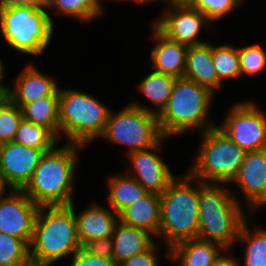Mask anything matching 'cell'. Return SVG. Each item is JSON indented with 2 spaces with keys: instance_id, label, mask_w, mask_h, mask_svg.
Segmentation results:
<instances>
[{
  "instance_id": "obj_1",
  "label": "cell",
  "mask_w": 266,
  "mask_h": 266,
  "mask_svg": "<svg viewBox=\"0 0 266 266\" xmlns=\"http://www.w3.org/2000/svg\"><path fill=\"white\" fill-rule=\"evenodd\" d=\"M58 145L42 155L31 180L22 189L39 207L68 206L75 201L77 152L84 146L74 143Z\"/></svg>"
},
{
  "instance_id": "obj_2",
  "label": "cell",
  "mask_w": 266,
  "mask_h": 266,
  "mask_svg": "<svg viewBox=\"0 0 266 266\" xmlns=\"http://www.w3.org/2000/svg\"><path fill=\"white\" fill-rule=\"evenodd\" d=\"M192 183H196L195 187ZM188 172L176 176L166 190L160 194L159 233L165 245V256L169 249L184 240L198 238L199 189L204 185Z\"/></svg>"
},
{
  "instance_id": "obj_3",
  "label": "cell",
  "mask_w": 266,
  "mask_h": 266,
  "mask_svg": "<svg viewBox=\"0 0 266 266\" xmlns=\"http://www.w3.org/2000/svg\"><path fill=\"white\" fill-rule=\"evenodd\" d=\"M224 185L226 188L223 184L205 183L199 189L198 238L231 250L252 213H244L242 200Z\"/></svg>"
},
{
  "instance_id": "obj_4",
  "label": "cell",
  "mask_w": 266,
  "mask_h": 266,
  "mask_svg": "<svg viewBox=\"0 0 266 266\" xmlns=\"http://www.w3.org/2000/svg\"><path fill=\"white\" fill-rule=\"evenodd\" d=\"M74 210L68 206H40L29 246L32 266H53L81 248Z\"/></svg>"
},
{
  "instance_id": "obj_5",
  "label": "cell",
  "mask_w": 266,
  "mask_h": 266,
  "mask_svg": "<svg viewBox=\"0 0 266 266\" xmlns=\"http://www.w3.org/2000/svg\"><path fill=\"white\" fill-rule=\"evenodd\" d=\"M213 97L208 88L185 77L177 78L165 108L157 116L162 135L169 138L216 127L209 120Z\"/></svg>"
},
{
  "instance_id": "obj_6",
  "label": "cell",
  "mask_w": 266,
  "mask_h": 266,
  "mask_svg": "<svg viewBox=\"0 0 266 266\" xmlns=\"http://www.w3.org/2000/svg\"><path fill=\"white\" fill-rule=\"evenodd\" d=\"M109 106L91 94L59 87V140L87 146L103 135L111 113Z\"/></svg>"
},
{
  "instance_id": "obj_7",
  "label": "cell",
  "mask_w": 266,
  "mask_h": 266,
  "mask_svg": "<svg viewBox=\"0 0 266 266\" xmlns=\"http://www.w3.org/2000/svg\"><path fill=\"white\" fill-rule=\"evenodd\" d=\"M0 31L13 50L39 56L50 45L54 25L44 7L0 8Z\"/></svg>"
},
{
  "instance_id": "obj_8",
  "label": "cell",
  "mask_w": 266,
  "mask_h": 266,
  "mask_svg": "<svg viewBox=\"0 0 266 266\" xmlns=\"http://www.w3.org/2000/svg\"><path fill=\"white\" fill-rule=\"evenodd\" d=\"M201 134L200 148L188 173L203 183L229 185L236 177L246 152L217 127Z\"/></svg>"
},
{
  "instance_id": "obj_9",
  "label": "cell",
  "mask_w": 266,
  "mask_h": 266,
  "mask_svg": "<svg viewBox=\"0 0 266 266\" xmlns=\"http://www.w3.org/2000/svg\"><path fill=\"white\" fill-rule=\"evenodd\" d=\"M108 142L127 146V153L156 146L164 136L156 115L128 104L118 113H111L101 136Z\"/></svg>"
},
{
  "instance_id": "obj_10",
  "label": "cell",
  "mask_w": 266,
  "mask_h": 266,
  "mask_svg": "<svg viewBox=\"0 0 266 266\" xmlns=\"http://www.w3.org/2000/svg\"><path fill=\"white\" fill-rule=\"evenodd\" d=\"M216 125L246 153L266 148V112L251 100L235 103Z\"/></svg>"
},
{
  "instance_id": "obj_11",
  "label": "cell",
  "mask_w": 266,
  "mask_h": 266,
  "mask_svg": "<svg viewBox=\"0 0 266 266\" xmlns=\"http://www.w3.org/2000/svg\"><path fill=\"white\" fill-rule=\"evenodd\" d=\"M161 17L153 20L154 25L168 39L190 46L201 45L209 41L199 39L201 28L212 23L203 13L190 6H178L166 2ZM205 24V25H204Z\"/></svg>"
},
{
  "instance_id": "obj_12",
  "label": "cell",
  "mask_w": 266,
  "mask_h": 266,
  "mask_svg": "<svg viewBox=\"0 0 266 266\" xmlns=\"http://www.w3.org/2000/svg\"><path fill=\"white\" fill-rule=\"evenodd\" d=\"M7 190L9 193L0 197V232L18 237L30 246L39 206L22 190Z\"/></svg>"
},
{
  "instance_id": "obj_13",
  "label": "cell",
  "mask_w": 266,
  "mask_h": 266,
  "mask_svg": "<svg viewBox=\"0 0 266 266\" xmlns=\"http://www.w3.org/2000/svg\"><path fill=\"white\" fill-rule=\"evenodd\" d=\"M50 150L14 141L0 144V172L9 189L22 190L31 180L42 155Z\"/></svg>"
},
{
  "instance_id": "obj_14",
  "label": "cell",
  "mask_w": 266,
  "mask_h": 266,
  "mask_svg": "<svg viewBox=\"0 0 266 266\" xmlns=\"http://www.w3.org/2000/svg\"><path fill=\"white\" fill-rule=\"evenodd\" d=\"M166 139L164 137L150 149L127 154L129 157L127 174L135 178L148 192L162 194L175 178L168 164L159 155Z\"/></svg>"
},
{
  "instance_id": "obj_15",
  "label": "cell",
  "mask_w": 266,
  "mask_h": 266,
  "mask_svg": "<svg viewBox=\"0 0 266 266\" xmlns=\"http://www.w3.org/2000/svg\"><path fill=\"white\" fill-rule=\"evenodd\" d=\"M234 183L242 192L246 204L252 214L266 205V148L247 152ZM258 208V209H257Z\"/></svg>"
},
{
  "instance_id": "obj_16",
  "label": "cell",
  "mask_w": 266,
  "mask_h": 266,
  "mask_svg": "<svg viewBox=\"0 0 266 266\" xmlns=\"http://www.w3.org/2000/svg\"><path fill=\"white\" fill-rule=\"evenodd\" d=\"M69 206L74 210L77 237L81 246L93 239L112 237L119 222V214L112 208L93 202L77 214L74 202Z\"/></svg>"
},
{
  "instance_id": "obj_17",
  "label": "cell",
  "mask_w": 266,
  "mask_h": 266,
  "mask_svg": "<svg viewBox=\"0 0 266 266\" xmlns=\"http://www.w3.org/2000/svg\"><path fill=\"white\" fill-rule=\"evenodd\" d=\"M37 66L25 65L14 86L10 88L8 98L20 108L27 103L50 96L59 95V86L54 78L45 75Z\"/></svg>"
},
{
  "instance_id": "obj_18",
  "label": "cell",
  "mask_w": 266,
  "mask_h": 266,
  "mask_svg": "<svg viewBox=\"0 0 266 266\" xmlns=\"http://www.w3.org/2000/svg\"><path fill=\"white\" fill-rule=\"evenodd\" d=\"M152 36L156 44L150 51L154 71L173 76L184 77L188 46L168 39L154 25Z\"/></svg>"
},
{
  "instance_id": "obj_19",
  "label": "cell",
  "mask_w": 266,
  "mask_h": 266,
  "mask_svg": "<svg viewBox=\"0 0 266 266\" xmlns=\"http://www.w3.org/2000/svg\"><path fill=\"white\" fill-rule=\"evenodd\" d=\"M226 250L222 245L199 238L188 239L169 249V260L178 266H212Z\"/></svg>"
},
{
  "instance_id": "obj_20",
  "label": "cell",
  "mask_w": 266,
  "mask_h": 266,
  "mask_svg": "<svg viewBox=\"0 0 266 266\" xmlns=\"http://www.w3.org/2000/svg\"><path fill=\"white\" fill-rule=\"evenodd\" d=\"M184 77L216 93L218 76L212 61L211 42L188 47Z\"/></svg>"
},
{
  "instance_id": "obj_21",
  "label": "cell",
  "mask_w": 266,
  "mask_h": 266,
  "mask_svg": "<svg viewBox=\"0 0 266 266\" xmlns=\"http://www.w3.org/2000/svg\"><path fill=\"white\" fill-rule=\"evenodd\" d=\"M149 231L118 222L112 240L114 243L113 260L119 265L132 256L148 250L155 242Z\"/></svg>"
},
{
  "instance_id": "obj_22",
  "label": "cell",
  "mask_w": 266,
  "mask_h": 266,
  "mask_svg": "<svg viewBox=\"0 0 266 266\" xmlns=\"http://www.w3.org/2000/svg\"><path fill=\"white\" fill-rule=\"evenodd\" d=\"M119 221L158 236L160 226V194L149 192L119 213Z\"/></svg>"
},
{
  "instance_id": "obj_23",
  "label": "cell",
  "mask_w": 266,
  "mask_h": 266,
  "mask_svg": "<svg viewBox=\"0 0 266 266\" xmlns=\"http://www.w3.org/2000/svg\"><path fill=\"white\" fill-rule=\"evenodd\" d=\"M176 79L153 70L138 83L137 87L143 96L154 105L155 109L140 104L136 100L131 101L130 104L158 116L168 102Z\"/></svg>"
},
{
  "instance_id": "obj_24",
  "label": "cell",
  "mask_w": 266,
  "mask_h": 266,
  "mask_svg": "<svg viewBox=\"0 0 266 266\" xmlns=\"http://www.w3.org/2000/svg\"><path fill=\"white\" fill-rule=\"evenodd\" d=\"M107 181L108 206L117 214L149 193L135 178L125 172L111 175Z\"/></svg>"
},
{
  "instance_id": "obj_25",
  "label": "cell",
  "mask_w": 266,
  "mask_h": 266,
  "mask_svg": "<svg viewBox=\"0 0 266 266\" xmlns=\"http://www.w3.org/2000/svg\"><path fill=\"white\" fill-rule=\"evenodd\" d=\"M23 119L49 129L59 139V95H50L21 107Z\"/></svg>"
},
{
  "instance_id": "obj_26",
  "label": "cell",
  "mask_w": 266,
  "mask_h": 266,
  "mask_svg": "<svg viewBox=\"0 0 266 266\" xmlns=\"http://www.w3.org/2000/svg\"><path fill=\"white\" fill-rule=\"evenodd\" d=\"M102 0H46L44 8L48 11L49 18L54 25V20L50 15L53 10L62 16L75 18L80 22H91L100 18L103 14L104 5ZM50 10V11H49Z\"/></svg>"
},
{
  "instance_id": "obj_27",
  "label": "cell",
  "mask_w": 266,
  "mask_h": 266,
  "mask_svg": "<svg viewBox=\"0 0 266 266\" xmlns=\"http://www.w3.org/2000/svg\"><path fill=\"white\" fill-rule=\"evenodd\" d=\"M248 222L244 223L236 241L245 245L244 266H266V229H249Z\"/></svg>"
},
{
  "instance_id": "obj_28",
  "label": "cell",
  "mask_w": 266,
  "mask_h": 266,
  "mask_svg": "<svg viewBox=\"0 0 266 266\" xmlns=\"http://www.w3.org/2000/svg\"><path fill=\"white\" fill-rule=\"evenodd\" d=\"M212 61L218 76V89H221L225 79L241 78L238 47L231 44L212 45Z\"/></svg>"
},
{
  "instance_id": "obj_29",
  "label": "cell",
  "mask_w": 266,
  "mask_h": 266,
  "mask_svg": "<svg viewBox=\"0 0 266 266\" xmlns=\"http://www.w3.org/2000/svg\"><path fill=\"white\" fill-rule=\"evenodd\" d=\"M13 141L36 149H53L59 144V139L49 129L25 119H22Z\"/></svg>"
},
{
  "instance_id": "obj_30",
  "label": "cell",
  "mask_w": 266,
  "mask_h": 266,
  "mask_svg": "<svg viewBox=\"0 0 266 266\" xmlns=\"http://www.w3.org/2000/svg\"><path fill=\"white\" fill-rule=\"evenodd\" d=\"M0 266H32L29 246L18 237L0 232Z\"/></svg>"
},
{
  "instance_id": "obj_31",
  "label": "cell",
  "mask_w": 266,
  "mask_h": 266,
  "mask_svg": "<svg viewBox=\"0 0 266 266\" xmlns=\"http://www.w3.org/2000/svg\"><path fill=\"white\" fill-rule=\"evenodd\" d=\"M22 119L21 108L8 97H0V144L14 140Z\"/></svg>"
},
{
  "instance_id": "obj_32",
  "label": "cell",
  "mask_w": 266,
  "mask_h": 266,
  "mask_svg": "<svg viewBox=\"0 0 266 266\" xmlns=\"http://www.w3.org/2000/svg\"><path fill=\"white\" fill-rule=\"evenodd\" d=\"M241 77L257 75L266 68V51L260 44L238 47Z\"/></svg>"
},
{
  "instance_id": "obj_33",
  "label": "cell",
  "mask_w": 266,
  "mask_h": 266,
  "mask_svg": "<svg viewBox=\"0 0 266 266\" xmlns=\"http://www.w3.org/2000/svg\"><path fill=\"white\" fill-rule=\"evenodd\" d=\"M241 3V0H195L190 7L199 10L214 22L234 11Z\"/></svg>"
},
{
  "instance_id": "obj_34",
  "label": "cell",
  "mask_w": 266,
  "mask_h": 266,
  "mask_svg": "<svg viewBox=\"0 0 266 266\" xmlns=\"http://www.w3.org/2000/svg\"><path fill=\"white\" fill-rule=\"evenodd\" d=\"M82 248L89 254L113 260L114 243L112 237L90 240Z\"/></svg>"
},
{
  "instance_id": "obj_35",
  "label": "cell",
  "mask_w": 266,
  "mask_h": 266,
  "mask_svg": "<svg viewBox=\"0 0 266 266\" xmlns=\"http://www.w3.org/2000/svg\"><path fill=\"white\" fill-rule=\"evenodd\" d=\"M70 266H118L114 260L98 257L94 254H89L82 247L77 250L72 256Z\"/></svg>"
},
{
  "instance_id": "obj_36",
  "label": "cell",
  "mask_w": 266,
  "mask_h": 266,
  "mask_svg": "<svg viewBox=\"0 0 266 266\" xmlns=\"http://www.w3.org/2000/svg\"><path fill=\"white\" fill-rule=\"evenodd\" d=\"M157 248V243L155 241L148 250L132 256L118 266H159L160 260L158 259V254H156Z\"/></svg>"
},
{
  "instance_id": "obj_37",
  "label": "cell",
  "mask_w": 266,
  "mask_h": 266,
  "mask_svg": "<svg viewBox=\"0 0 266 266\" xmlns=\"http://www.w3.org/2000/svg\"><path fill=\"white\" fill-rule=\"evenodd\" d=\"M46 0H0V8H10L16 6L44 7Z\"/></svg>"
},
{
  "instance_id": "obj_38",
  "label": "cell",
  "mask_w": 266,
  "mask_h": 266,
  "mask_svg": "<svg viewBox=\"0 0 266 266\" xmlns=\"http://www.w3.org/2000/svg\"><path fill=\"white\" fill-rule=\"evenodd\" d=\"M229 249L224 250L219 257L214 261L212 266H240V261L237 258L227 254ZM226 253V255H225Z\"/></svg>"
},
{
  "instance_id": "obj_39",
  "label": "cell",
  "mask_w": 266,
  "mask_h": 266,
  "mask_svg": "<svg viewBox=\"0 0 266 266\" xmlns=\"http://www.w3.org/2000/svg\"><path fill=\"white\" fill-rule=\"evenodd\" d=\"M5 67L3 64V61L0 57V97H8L10 93V88L9 85H6L3 83V80L5 79ZM3 83V84H1Z\"/></svg>"
},
{
  "instance_id": "obj_40",
  "label": "cell",
  "mask_w": 266,
  "mask_h": 266,
  "mask_svg": "<svg viewBox=\"0 0 266 266\" xmlns=\"http://www.w3.org/2000/svg\"><path fill=\"white\" fill-rule=\"evenodd\" d=\"M195 0H167V2L178 6H190Z\"/></svg>"
},
{
  "instance_id": "obj_41",
  "label": "cell",
  "mask_w": 266,
  "mask_h": 266,
  "mask_svg": "<svg viewBox=\"0 0 266 266\" xmlns=\"http://www.w3.org/2000/svg\"><path fill=\"white\" fill-rule=\"evenodd\" d=\"M7 188H9V187L5 184V182H4L3 178H2L1 172H0V197L6 194L5 190Z\"/></svg>"
},
{
  "instance_id": "obj_42",
  "label": "cell",
  "mask_w": 266,
  "mask_h": 266,
  "mask_svg": "<svg viewBox=\"0 0 266 266\" xmlns=\"http://www.w3.org/2000/svg\"><path fill=\"white\" fill-rule=\"evenodd\" d=\"M116 1H118V0H116ZM120 1V0H119ZM122 1V0H121ZM125 1H132V2H135V3H138V4H141V5H143V4H146V3H151V2H155V1H157V0H125ZM163 1V0H162ZM167 2V0H164V3H166Z\"/></svg>"
}]
</instances>
